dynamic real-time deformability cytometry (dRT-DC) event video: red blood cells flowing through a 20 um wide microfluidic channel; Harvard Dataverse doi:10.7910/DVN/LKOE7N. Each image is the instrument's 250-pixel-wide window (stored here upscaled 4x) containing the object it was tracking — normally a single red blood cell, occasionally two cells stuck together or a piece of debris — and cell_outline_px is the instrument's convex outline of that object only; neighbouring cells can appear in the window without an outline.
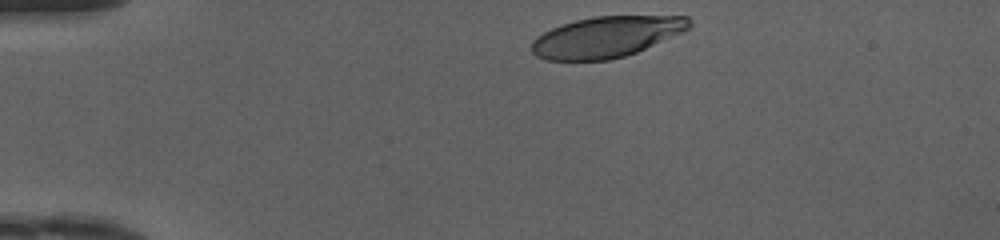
{"species": "human", "species_latin": "Homo sapiens", "temperature_condition": "cold", "stored_images_in_passage": 32, "camera_frame_rate_fps": 3000, "um_per_image_px": 0.085, "donor": {"sex": "female"}, "frame": {"image": 1, "passage_image": 1, "time_ms": 0.0, "image_size_px": [1000, 240], "cell_outline_px": [[692, 24], [684, 32], [636, 52], [624, 56], [608, 60], [544, 60], [536, 56], [532, 52], [532, 40], [536, 36], [552, 28], [576, 20], [592, 16], [688, 16], [692, 20]], "centroid_in_image_um": [51.55, 3.13], "position_along_channel_um": 33.5, "area_um2": 37.57}}
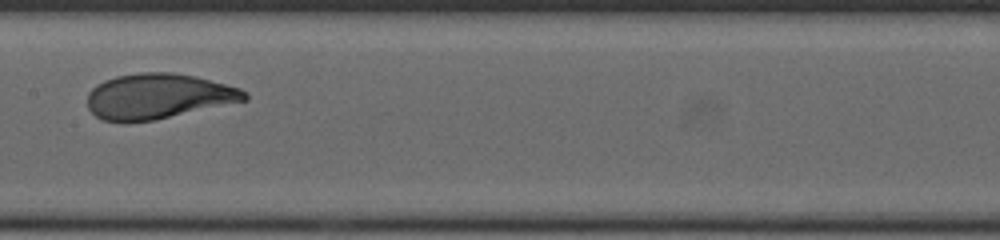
{"frame": {"image": 2, "passage_image": 17, "time_ms": 5.333, "image_size_px": [1000, 240], "cell_outline_px": [[248, 100], [152, 120], [104, 120], [96, 116], [88, 108], [88, 92], [96, 84], [104, 80], [116, 76], [144, 72], [172, 72], [196, 76], [240, 88], [248, 92]], "centroid_in_image_um": [13.47, 8.15], "position_along_channel_um": 193.9, "area_um2": 40.98}}
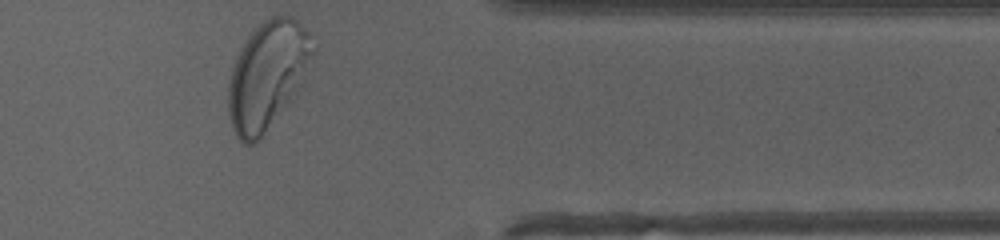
{"frame": {"image": 3, "passage_image": 32, "time_ms": 10.333, "image_size_px": [1000, 240], "cell_outline_px": [[316, 52], [288, 100], [260, 140], [256, 144], [244, 144], [236, 136], [232, 128], [228, 112], [228, 84], [232, 68], [248, 36], [264, 20], [272, 16], [292, 16], [308, 32], [316, 48]], "centroid_in_image_um": [22.69, 6.39], "position_along_channel_um": 388.7, "area_um2": 51.73}, "authors_computed_cell_mechanics": {"area_um2": 41.0958, "velocity_mm_per_s": 4.1475, "shape_relaxation_time_tau1_ms": 2.5868, "shape_relaxation_time_tau2_ms": null, "deformation_change_tau1": 0.178, "deformation_change_tau2": null}}